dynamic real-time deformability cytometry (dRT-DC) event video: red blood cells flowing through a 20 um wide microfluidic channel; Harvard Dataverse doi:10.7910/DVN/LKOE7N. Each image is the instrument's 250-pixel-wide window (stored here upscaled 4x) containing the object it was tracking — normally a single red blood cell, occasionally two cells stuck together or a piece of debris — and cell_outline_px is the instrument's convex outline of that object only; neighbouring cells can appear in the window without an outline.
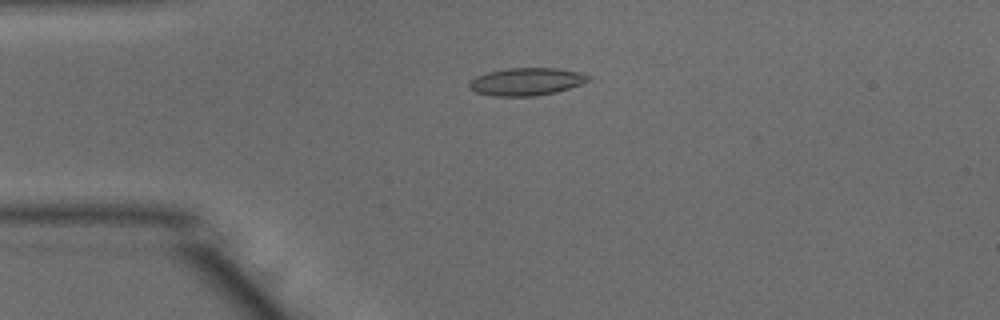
{"species": "common noctule bat (a hibernating species)", "species_latin": "Nyctalus noctula", "temperature_condition": "warm", "stored_images_in_passage": 13, "camera_frame_rate_fps": 3000, "um_per_image_px": 0.085, "animal": {"sex": "male", "body_mass_g": 15.6}, "frame": {"image": 1, "passage_image": 3, "time_ms": 0.667, "image_size_px": [1000, 320], "cell_outline_px": [[588, 80], [580, 84], [556, 92], [532, 96], [492, 96], [476, 92], [468, 88], [468, 84], [476, 76], [488, 72], [508, 68], [556, 68], [580, 72], [588, 76]], "centroid_in_image_um": [44.69, 6.94], "position_along_channel_um": 40.3, "area_um2": 18.96}}
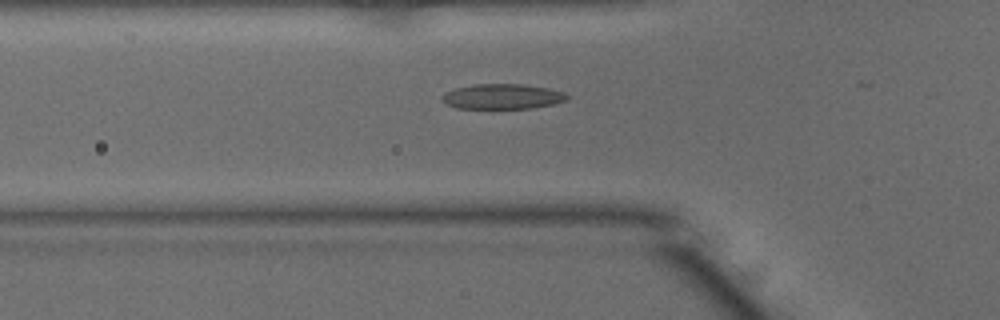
{"frame": {"image": 2, "passage_image": 8, "time_ms": 2.333, "image_size_px": [1000, 320], "cell_outline_px": [[568, 96], [564, 100], [552, 104], [532, 108], [456, 108], [444, 104], [440, 100], [440, 96], [444, 92], [456, 88], [476, 84], [524, 84], [548, 88], [564, 92]], "centroid_in_image_um": [42.62, 8.2], "position_along_channel_um": 83.2, "area_um2": 18.32}}
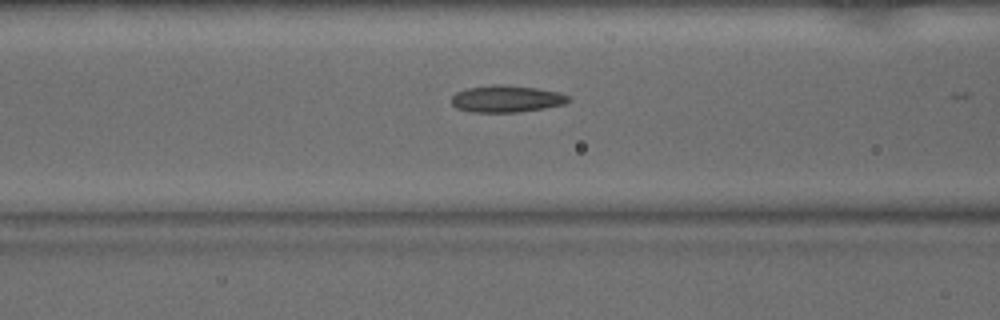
{"frame": {"image": 3, "passage_image": 11, "time_ms": 3.333, "image_size_px": [1000, 320], "cell_outline_px": [[572, 100], [564, 104], [544, 108], [520, 112], [472, 112], [456, 108], [452, 104], [452, 96], [456, 92], [464, 88], [496, 84], [504, 84], [536, 88], [556, 92], [568, 96]], "centroid_in_image_um": [43.02, 8.4], "position_along_channel_um": 123.6, "area_um2": 18.38}}